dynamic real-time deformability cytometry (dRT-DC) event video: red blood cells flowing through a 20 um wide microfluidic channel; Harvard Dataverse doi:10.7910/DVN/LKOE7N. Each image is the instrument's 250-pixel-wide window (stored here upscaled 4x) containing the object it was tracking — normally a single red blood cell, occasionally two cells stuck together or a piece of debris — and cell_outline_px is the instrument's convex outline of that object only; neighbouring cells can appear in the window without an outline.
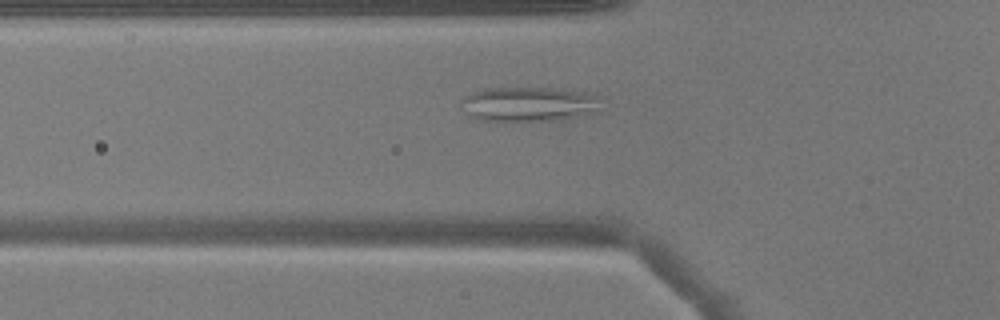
{"species": "common noctule bat (a hibernating species)", "species_latin": "Nyctalus noctula", "temperature_condition": "warm", "stored_images_in_passage": 41, "camera_frame_rate_fps": 3000, "um_per_image_px": 0.085, "animal": {"sex": "male", "body_mass_g": 17.9}, "frame": {"image": 1, "passage_image": 8, "time_ms": 2.333, "image_size_px": [1000, 320], "cell_outline_px": [[604, 96], [592, 108], [572, 116], [560, 120], [484, 120], [468, 116], [460, 100], [472, 92], [484, 88], [552, 88], [584, 92]], "centroid_in_image_um": [44.83, 8.82], "position_along_channel_um": 81.0, "area_um2": 27.28}}
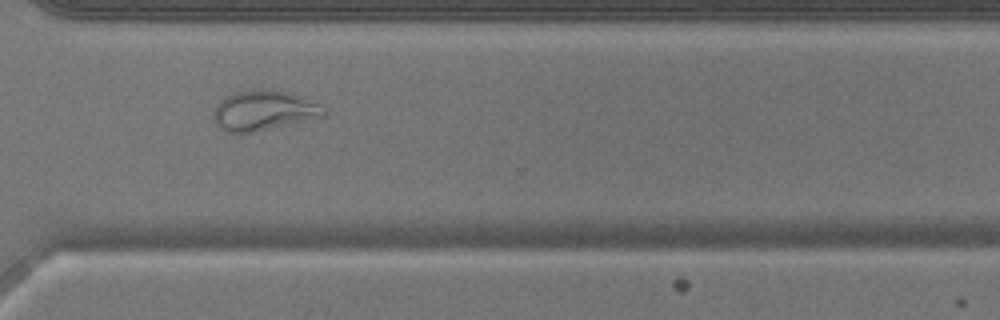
{"frame": {"image": 2, "passage_image": 28, "time_ms": 9.0, "image_size_px": [1000, 320], "cell_outline_px": [[324, 116], [248, 132], [224, 132], [216, 124], [212, 112], [216, 104], [224, 96], [236, 92], [264, 88], [272, 88], [288, 92], [320, 104], [324, 108]], "centroid_in_image_um": [22.35, 9.36], "position_along_channel_um": 348.3, "area_um2": 25.32}}
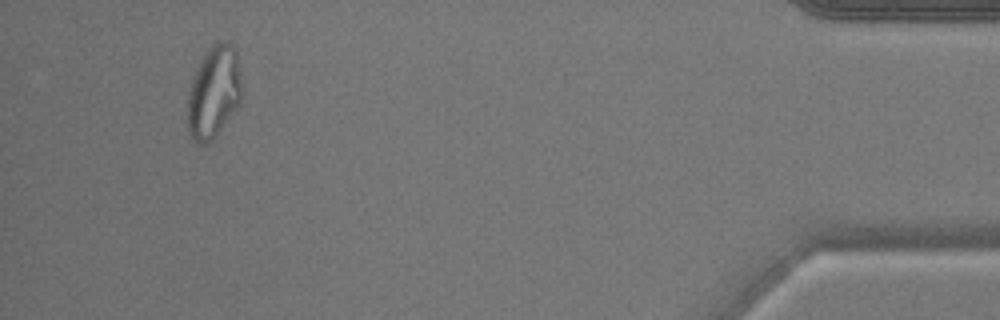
{"frame": {"image": 3, "passage_image": 38, "time_ms": 12.333, "image_size_px": [1000, 320], "cell_outline_px": [[240, 104], [220, 128], [204, 144], [200, 144], [188, 132], [188, 92], [196, 68], [200, 60], [208, 48], [220, 40], [224, 40], [236, 52], [240, 76]], "centroid_in_image_um": [18.15, 7.78], "position_along_channel_um": 417.1, "area_um2": 28.21}}